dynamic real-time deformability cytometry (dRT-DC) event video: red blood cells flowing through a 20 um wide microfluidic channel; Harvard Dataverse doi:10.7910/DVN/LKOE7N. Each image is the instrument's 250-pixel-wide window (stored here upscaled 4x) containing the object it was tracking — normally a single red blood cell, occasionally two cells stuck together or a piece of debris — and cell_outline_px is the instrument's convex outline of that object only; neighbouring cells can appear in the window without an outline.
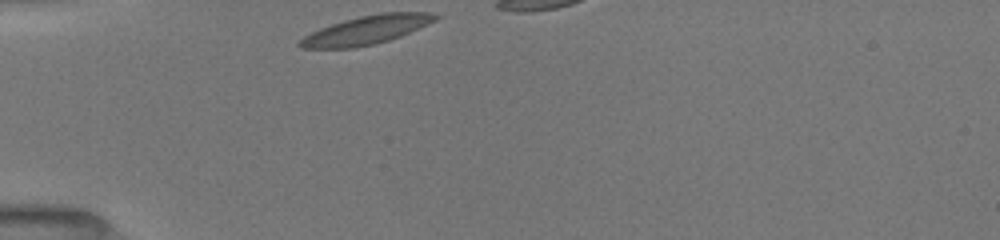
{"species": "common noctule bat (a hibernating species)", "species_latin": "Nyctalus noctula", "temperature_condition": "room temperature", "stored_images_in_passage": 3, "camera_frame_rate_fps": 3000, "um_per_image_px": 0.085, "animal": {"sex": "female", "body_mass_g": 19.5, "forearm_length_mm": 54.1}, "frame": {"image": 1, "passage_image": 1, "time_ms": 0.0, "image_size_px": [1000, 240], "cell_outline_px": [[444, 16], [428, 24], [400, 36], [376, 44], [352, 48], [300, 48], [296, 44], [304, 36], [320, 28], [344, 20], [360, 16], [380, 12], [428, 12]], "centroid_in_image_um": [31.17, 2.54], "position_along_channel_um": 53.8, "area_um2": 22.6}}